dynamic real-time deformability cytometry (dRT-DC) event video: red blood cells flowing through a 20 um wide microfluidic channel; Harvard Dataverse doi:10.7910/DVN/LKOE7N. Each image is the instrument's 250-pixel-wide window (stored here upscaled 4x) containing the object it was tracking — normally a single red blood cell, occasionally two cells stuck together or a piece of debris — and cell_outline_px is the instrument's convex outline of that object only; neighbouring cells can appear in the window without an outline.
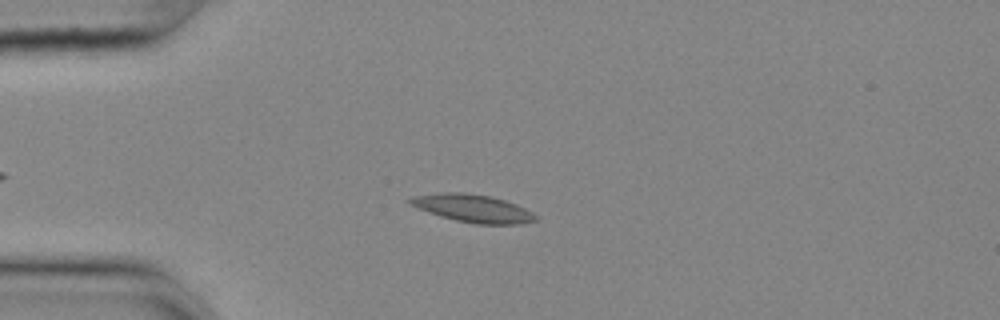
{"species": "common noctule bat (a hibernating species)", "species_latin": "Nyctalus noctula", "temperature_condition": "cold", "stored_images_in_passage": 48, "camera_frame_rate_fps": 3000, "um_per_image_px": 0.085, "animal": {"sex": "female", "body_mass_g": 25.1}, "frame": {"image": 1, "passage_image": 11, "time_ms": 3.333, "image_size_px": [1000, 320], "cell_outline_px": [[536, 220], [520, 224], [476, 224], [456, 220], [440, 216], [428, 212], [412, 204], [408, 200], [416, 196], [444, 192], [464, 192], [488, 196], [504, 200], [516, 204], [532, 212], [536, 216]], "centroid_in_image_um": [40.23, 17.71], "position_along_channel_um": 44.8, "area_um2": 19.88}}
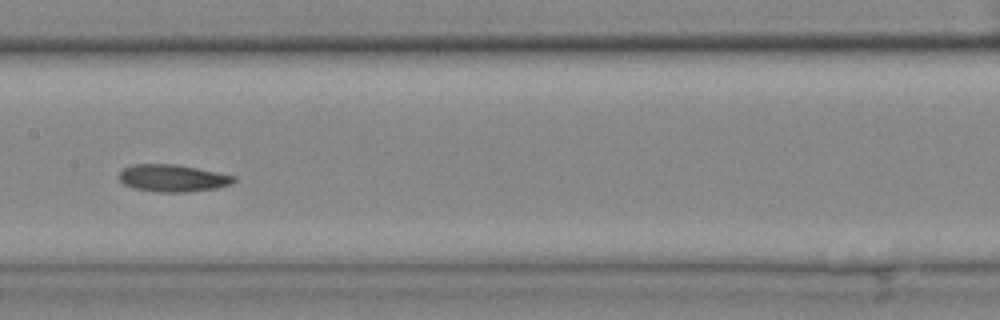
{"frame": {"image": 2, "passage_image": 25, "time_ms": 8.0, "image_size_px": [1000, 320], "cell_outline_px": [[236, 180], [232, 184], [216, 188], [184, 192], [160, 192], [132, 188], [124, 184], [116, 176], [124, 168], [132, 164], [176, 164], [236, 176]], "centroid_in_image_um": [14.65, 15.14], "position_along_channel_um": 192.8, "area_um2": 18.21}}
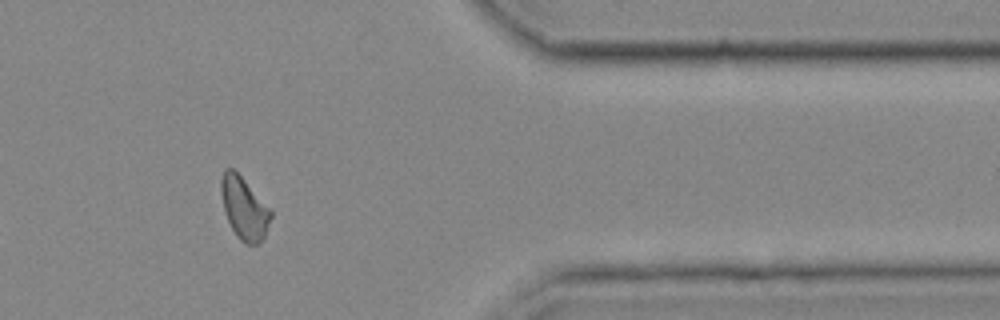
{"frame": {"image": 3, "passage_image": 43, "time_ms": 14.0, "image_size_px": [1000, 320], "cell_outline_px": [[272, 216], [264, 236], [256, 244], [244, 244], [236, 236], [224, 212], [220, 192], [220, 180], [224, 168], [232, 168], [244, 180], [272, 212]], "centroid_in_image_um": [20.71, 17.7], "position_along_channel_um": 390.7, "area_um2": 17.74}, "authors_computed_cell_mechanics": {"area_um2": 18.4382, "velocity_mm_per_s": 3.6277, "shape_relaxation_time_tau1_ms": null, "shape_relaxation_time_tau2_ms": 4.2834, "deformation_change_tau1": null, "deformation_change_tau2": 0.1191}}